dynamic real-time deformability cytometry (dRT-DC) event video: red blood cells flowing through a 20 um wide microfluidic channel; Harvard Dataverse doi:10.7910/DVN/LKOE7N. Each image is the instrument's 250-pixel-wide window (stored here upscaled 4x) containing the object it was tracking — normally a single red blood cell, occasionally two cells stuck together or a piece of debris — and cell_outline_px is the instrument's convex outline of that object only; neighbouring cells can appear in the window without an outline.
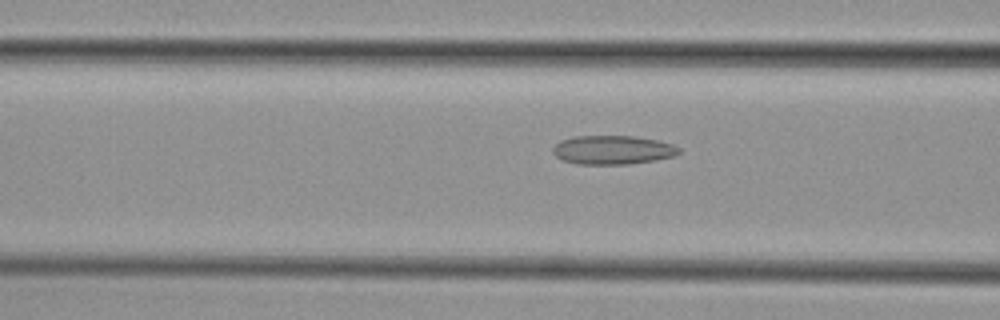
{"species": "common noctule bat (a hibernating species)", "species_latin": "Nyctalus noctula", "temperature_condition": "cold", "stored_images_in_passage": 12, "camera_frame_rate_fps": 3000, "um_per_image_px": 0.085, "animal": {"sex": "female", "body_mass_g": 29.2, "forearm_length_mm": 56.3}, "frame": {"image": 1, "passage_image": 9, "time_ms": 2.667, "image_size_px": [1000, 320], "cell_outline_px": [[680, 152], [672, 156], [656, 160], [628, 164], [576, 164], [564, 160], [556, 156], [552, 152], [552, 148], [560, 140], [572, 136], [632, 136], [656, 140], [672, 144], [680, 148]], "centroid_in_image_um": [52.05, 12.74], "position_along_channel_um": 114.6, "area_um2": 21.15}}